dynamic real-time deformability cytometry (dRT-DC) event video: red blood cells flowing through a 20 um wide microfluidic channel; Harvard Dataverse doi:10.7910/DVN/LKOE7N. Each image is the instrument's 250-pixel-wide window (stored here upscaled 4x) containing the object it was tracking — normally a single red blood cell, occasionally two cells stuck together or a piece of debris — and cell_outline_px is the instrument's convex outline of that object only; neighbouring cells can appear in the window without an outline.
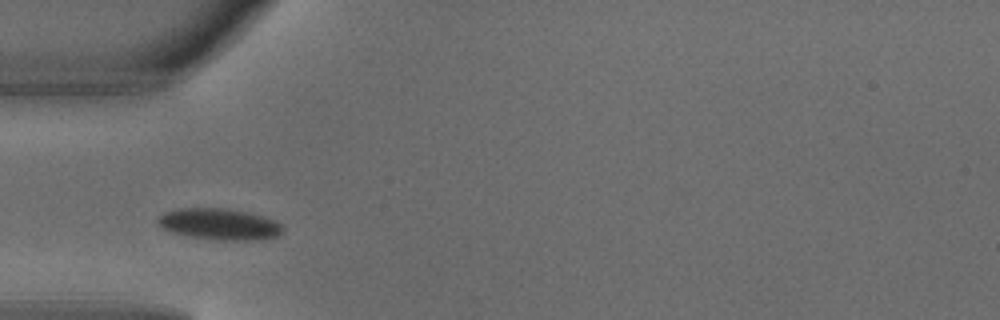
{"species": "common noctule bat (a hibernating species)", "species_latin": "Nyctalus noctula", "temperature_condition": "warm", "stored_images_in_passage": 3, "camera_frame_rate_fps": 3000, "um_per_image_px": 0.085, "animal": {"sex": "male", "body_mass_g": 18.8}, "frame": {"image": 1, "passage_image": 2, "time_ms": 0.333, "image_size_px": [1000, 320], "cell_outline_px": [[284, 228], [276, 236], [260, 240], [216, 240], [188, 236], [168, 232], [160, 228], [156, 224], [156, 220], [164, 212], [180, 208], [224, 208], [248, 212], [276, 220]], "centroid_in_image_um": [18.59, 19.06], "position_along_channel_um": 66.4, "area_um2": 23.06}}
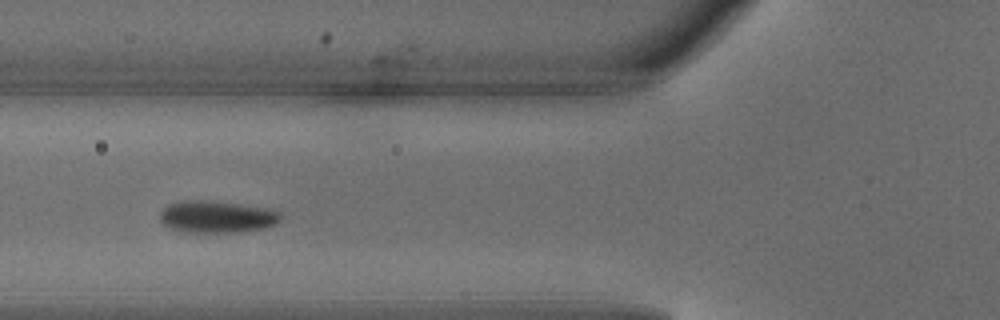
{"frame": {"image": 2, "passage_image": 3, "time_ms": 0.667, "image_size_px": [1000, 320], "cell_outline_px": [[280, 220], [276, 224], [264, 228], [232, 232], [180, 232], [168, 228], [160, 220], [160, 212], [168, 204], [184, 200], [204, 200], [236, 204], [260, 208], [280, 212]], "centroid_in_image_um": [18.34, 18.44], "position_along_channel_um": 107.5, "area_um2": 22.2}}